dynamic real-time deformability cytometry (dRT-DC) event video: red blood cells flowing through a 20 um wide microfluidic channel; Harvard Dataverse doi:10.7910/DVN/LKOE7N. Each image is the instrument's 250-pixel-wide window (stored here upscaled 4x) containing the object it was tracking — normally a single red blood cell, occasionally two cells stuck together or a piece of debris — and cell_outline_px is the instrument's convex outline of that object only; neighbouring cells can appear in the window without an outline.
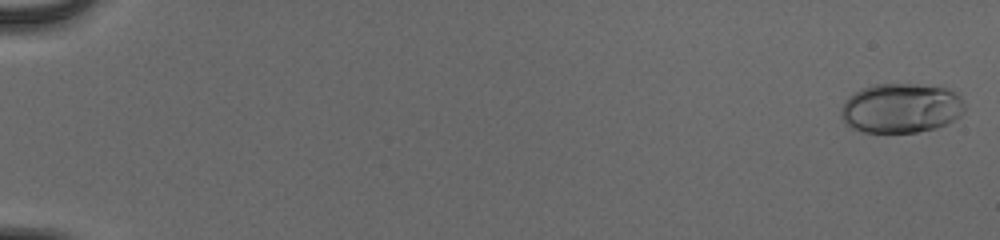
{"species": "human", "species_latin": "Homo sapiens", "temperature_condition": "cold", "stored_images_in_passage": 23, "camera_frame_rate_fps": 3000, "um_per_image_px": 0.085, "donor": {"sex": "male"}, "frame": {"image": 1, "passage_image": 1, "time_ms": 0.0, "image_size_px": [1000, 240], "cell_outline_px": [[964, 112], [960, 116], [948, 124], [936, 128], [916, 132], [860, 132], [852, 128], [840, 116], [840, 108], [844, 100], [848, 96], [872, 84], [916, 84], [944, 88], [960, 92], [964, 100]], "centroid_in_image_um": [76.61, 9.19], "position_along_channel_um": 8.4, "area_um2": 36.18}}
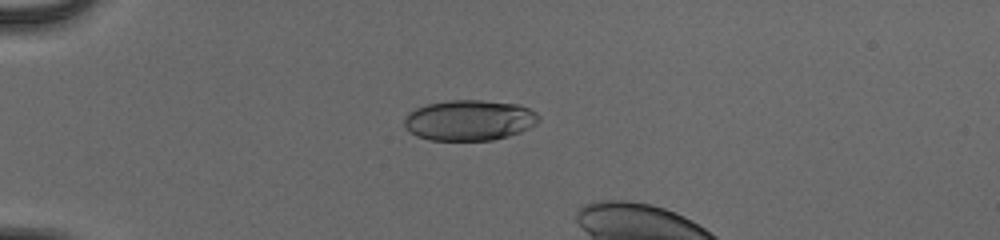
{"frame": {"image": 2, "passage_image": 16, "time_ms": 5.0, "image_size_px": [1000, 240], "cell_outline_px": [[540, 120], [536, 124], [520, 132], [508, 136], [492, 140], [432, 140], [416, 136], [404, 128], [404, 116], [408, 112], [416, 108], [428, 104], [448, 100], [480, 100], [520, 104], [536, 112], [540, 116]], "centroid_in_image_um": [39.89, 10.21], "position_along_channel_um": 45.1, "area_um2": 32.02}}
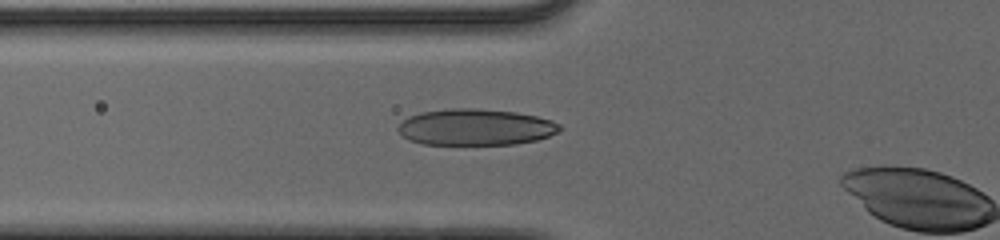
{"frame": {"image": 3, "passage_image": 22, "time_ms": 7.0, "image_size_px": [1000, 240], "cell_outline_px": [[560, 132], [536, 140], [516, 144], [424, 144], [408, 140], [396, 128], [408, 116], [420, 112], [448, 108], [476, 108], [516, 112], [536, 116], [552, 120], [560, 124]], "centroid_in_image_um": [40.42, 10.8], "position_along_channel_um": 85.4, "area_um2": 34.33}}